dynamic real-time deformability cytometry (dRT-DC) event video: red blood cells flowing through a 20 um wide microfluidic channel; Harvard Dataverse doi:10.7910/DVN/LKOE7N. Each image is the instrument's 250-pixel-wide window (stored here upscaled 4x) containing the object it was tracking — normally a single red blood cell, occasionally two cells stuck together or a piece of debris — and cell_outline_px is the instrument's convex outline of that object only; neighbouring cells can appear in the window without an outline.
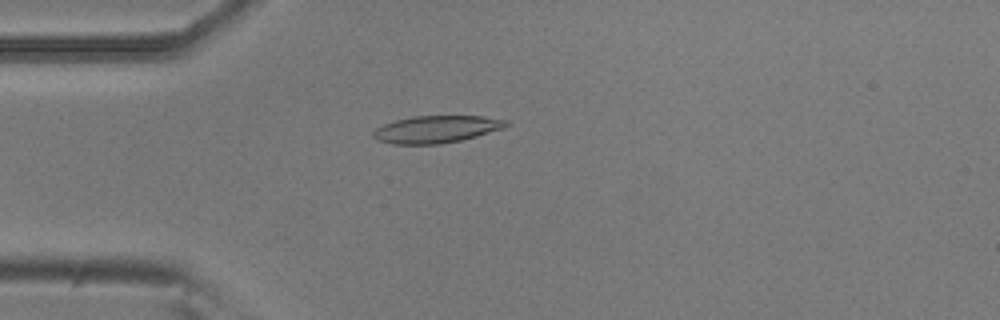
{"species": "common noctule bat (a hibernating species)", "species_latin": "Nyctalus noctula", "temperature_condition": "room temperature", "stored_images_in_passage": 53, "camera_frame_rate_fps": 3000, "um_per_image_px": 0.085, "animal": {"sex": "male", "body_mass_g": 20.5, "forearm_length_mm": 52.5}, "frame": {"image": 1, "passage_image": 14, "time_ms": 4.333, "image_size_px": [1000, 320], "cell_outline_px": [[512, 124], [476, 136], [460, 140], [440, 144], [392, 144], [376, 140], [372, 136], [372, 132], [376, 128], [384, 124], [396, 120], [412, 116], [484, 116], [512, 120]], "centroid_in_image_um": [37.09, 10.98], "position_along_channel_um": 47.9, "area_um2": 21.15}}
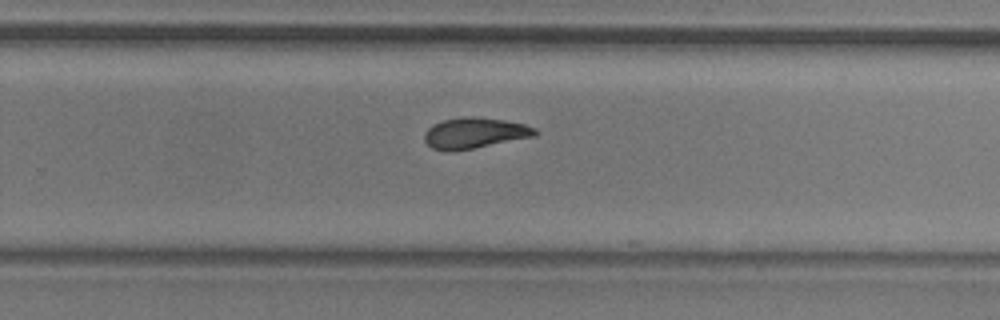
{"frame": {"image": 2, "passage_image": 34, "time_ms": 11.0, "image_size_px": [1000, 320], "cell_outline_px": [[540, 132], [536, 136], [452, 152], [444, 152], [432, 148], [424, 140], [424, 132], [432, 124], [444, 120], [464, 116], [476, 116], [504, 120], [524, 124], [536, 128]], "centroid_in_image_um": [40.33, 11.31], "position_along_channel_um": 289.5, "area_um2": 20.11}}
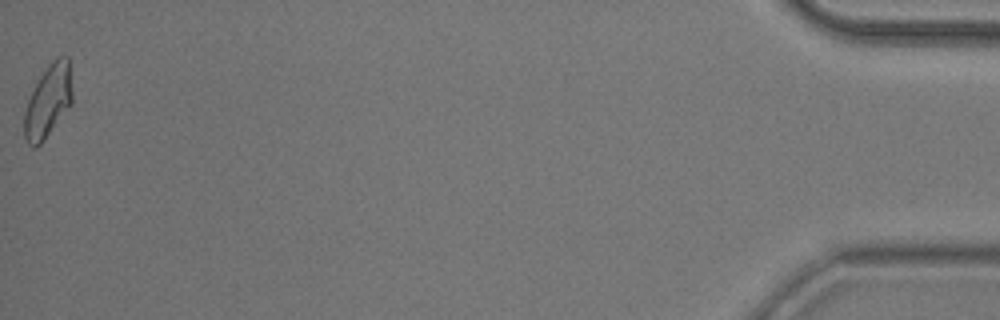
{"frame": {"image": 3, "passage_image": 53, "time_ms": 17.333, "image_size_px": [1000, 320], "cell_outline_px": [[72, 104], [44, 140], [36, 148], [32, 148], [28, 144], [24, 136], [24, 112], [28, 100], [40, 76], [48, 64], [56, 56], [68, 56], [72, 92]], "centroid_in_image_um": [4.09, 8.61], "position_along_channel_um": 431.1, "area_um2": 20.35}, "authors_computed_cell_mechanics": {"area_um2": 20.0566, "velocity_mm_per_s": 3.8022, "shape_relaxation_time_tau1_ms": 6.7911, "shape_relaxation_time_tau2_ms": 1.9474, "deformation_change_tau1": 0.1789, "deformation_change_tau2": 0.0796}}